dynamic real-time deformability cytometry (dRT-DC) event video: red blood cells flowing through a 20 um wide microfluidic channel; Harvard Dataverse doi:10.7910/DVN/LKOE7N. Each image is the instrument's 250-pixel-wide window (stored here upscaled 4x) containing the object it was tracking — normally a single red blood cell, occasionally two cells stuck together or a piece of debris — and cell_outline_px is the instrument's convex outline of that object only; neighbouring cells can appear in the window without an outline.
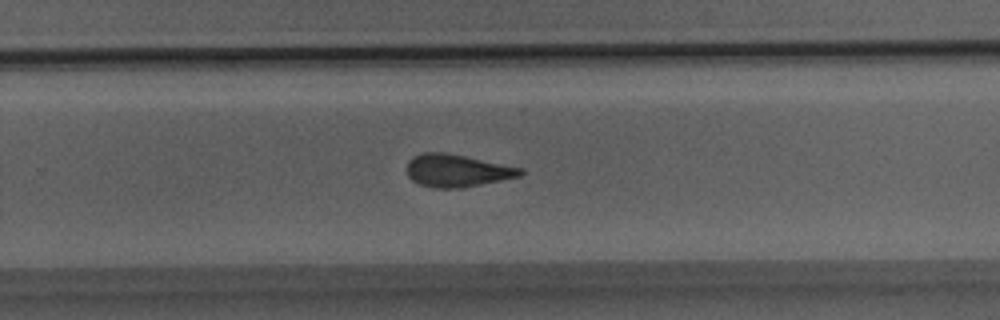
{"species": "Egyptian fruit bat (a non-hibernating species)", "species_latin": "Rousettus aegyptiacus", "temperature_condition": "room temperature", "stored_images_in_passage": 37, "camera_frame_rate_fps": 3000, "um_per_image_px": 0.085, "animal": {"sex": "male"}, "frame": {"image": 1, "passage_image": 24, "time_ms": 7.667, "image_size_px": [1000, 320], "cell_outline_px": [[524, 172], [520, 176], [464, 188], [432, 188], [420, 184], [412, 180], [408, 176], [404, 168], [408, 160], [412, 156], [420, 152], [444, 152], [524, 168]], "centroid_in_image_um": [38.79, 14.5], "position_along_channel_um": 291.0, "area_um2": 21.85}}
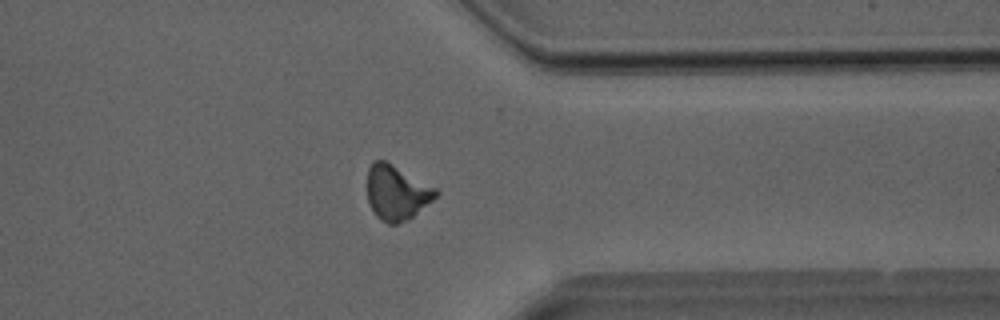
{"frame": {"image": 2, "passage_image": 29, "time_ms": 9.333, "image_size_px": [1000, 320], "cell_outline_px": [[440, 192], [432, 200], [408, 220], [396, 224], [388, 224], [380, 220], [376, 216], [368, 204], [368, 168], [376, 160], [384, 160], [392, 164], [436, 188]], "centroid_in_image_um": [33.7, 16.39], "position_along_channel_um": 377.7, "area_um2": 21.68}}
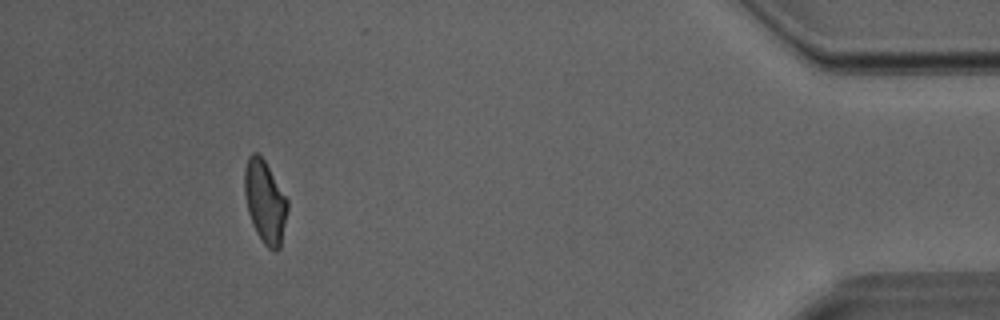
{"frame": {"image": 3, "passage_image": 34, "time_ms": 11.0, "image_size_px": [1000, 320], "cell_outline_px": [[288, 208], [280, 248], [276, 252], [268, 248], [264, 244], [256, 232], [252, 224], [248, 212], [244, 192], [244, 168], [248, 156], [252, 152], [256, 152], [264, 160], [288, 200]], "centroid_in_image_um": [22.51, 17.15], "position_along_channel_um": 412.7, "area_um2": 20.69}}